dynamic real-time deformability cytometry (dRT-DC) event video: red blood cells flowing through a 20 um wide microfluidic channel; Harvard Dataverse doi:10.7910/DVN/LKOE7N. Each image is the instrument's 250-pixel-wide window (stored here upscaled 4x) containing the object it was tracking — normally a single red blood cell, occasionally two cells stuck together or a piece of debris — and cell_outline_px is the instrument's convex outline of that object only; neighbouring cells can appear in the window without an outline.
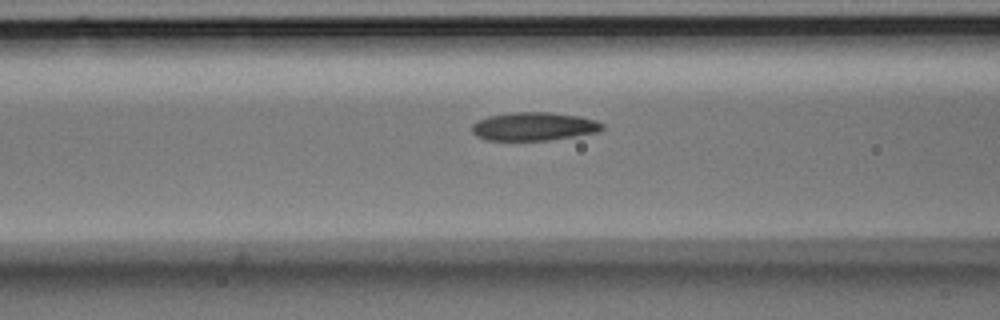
{"species": "Egyptian fruit bat (a non-hibernating species)", "species_latin": "Rousettus aegyptiacus", "temperature_condition": "room temperature", "stored_images_in_passage": 17, "camera_frame_rate_fps": 3000, "um_per_image_px": 0.085, "animal": {"sex": "male"}, "frame": {"image": 1, "passage_image": 15, "time_ms": 4.667, "image_size_px": [1000, 320], "cell_outline_px": [[604, 128], [600, 132], [548, 140], [484, 140], [476, 136], [472, 132], [472, 124], [476, 120], [488, 116], [512, 112], [548, 112], [580, 116], [596, 120], [604, 124]], "centroid_in_image_um": [45.37, 10.74], "position_along_channel_um": 121.2, "area_um2": 21.73}}